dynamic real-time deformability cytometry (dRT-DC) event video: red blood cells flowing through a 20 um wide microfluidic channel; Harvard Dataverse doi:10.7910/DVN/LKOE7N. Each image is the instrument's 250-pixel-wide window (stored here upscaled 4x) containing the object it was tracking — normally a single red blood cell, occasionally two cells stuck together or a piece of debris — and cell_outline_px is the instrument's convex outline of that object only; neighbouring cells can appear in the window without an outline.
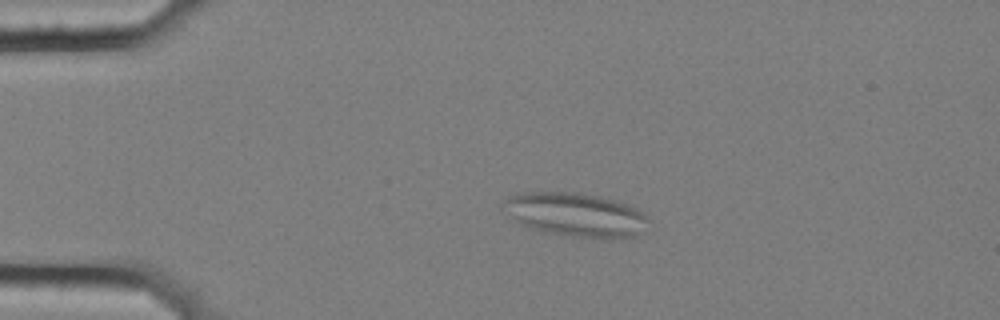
{"species": "common noctule bat (a hibernating species)", "species_latin": "Nyctalus noctula", "temperature_condition": "cold", "stored_images_in_passage": 46, "segment_of_instrument_passage": [1, 2], "camera_frame_rate_fps": 3000, "um_per_image_px": 0.085, "animal": {"sex": "female", "body_mass_g": 25.1}, "frame": {"image": 1, "passage_image": 1, "time_ms": 0.0, "image_size_px": [1000, 320], "cell_outline_px": [[652, 220], [636, 236], [612, 240], [604, 240], [572, 236], [544, 232], [520, 224], [500, 208], [500, 204], [508, 196], [524, 192], [576, 192], [600, 196], [628, 204], [636, 208], [648, 216]], "centroid_in_image_um": [48.95, 18.26], "position_along_channel_um": 36.1, "area_um2": 37.8}}